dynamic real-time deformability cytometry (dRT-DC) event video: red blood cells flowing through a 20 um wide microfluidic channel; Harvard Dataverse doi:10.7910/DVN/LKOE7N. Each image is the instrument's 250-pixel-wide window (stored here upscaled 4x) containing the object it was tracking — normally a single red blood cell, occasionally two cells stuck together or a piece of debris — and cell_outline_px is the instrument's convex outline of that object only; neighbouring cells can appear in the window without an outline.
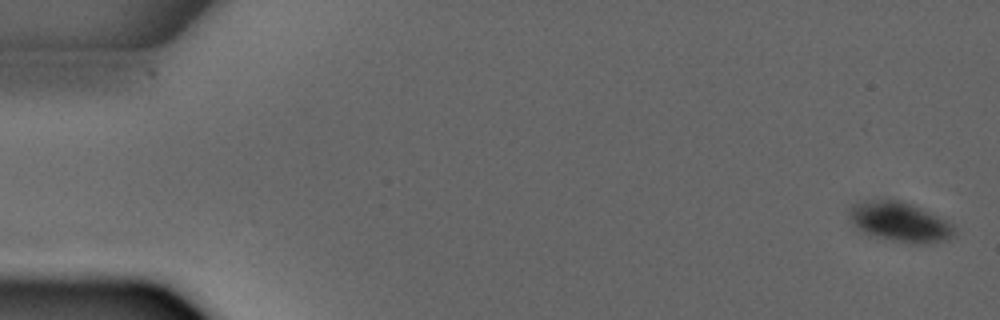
{"species": "common noctule bat (a hibernating species)", "species_latin": "Nyctalus noctula", "temperature_condition": "warm", "stored_images_in_passage": 3, "camera_frame_rate_fps": 3000, "um_per_image_px": 0.085, "animal": {"sex": "male", "forearm_length_mm": 52.5}, "frame": {"image": 1, "passage_image": 1, "time_ms": 0.0, "image_size_px": [1000, 320], "cell_outline_px": [[956, 232], [948, 240], [924, 244], [912, 244], [868, 236], [860, 232], [852, 224], [848, 216], [848, 208], [852, 204], [864, 200], [880, 196], [900, 200], [912, 204], [952, 224]], "centroid_in_image_um": [76.37, 18.84], "position_along_channel_um": 8.6, "area_um2": 25.2}}
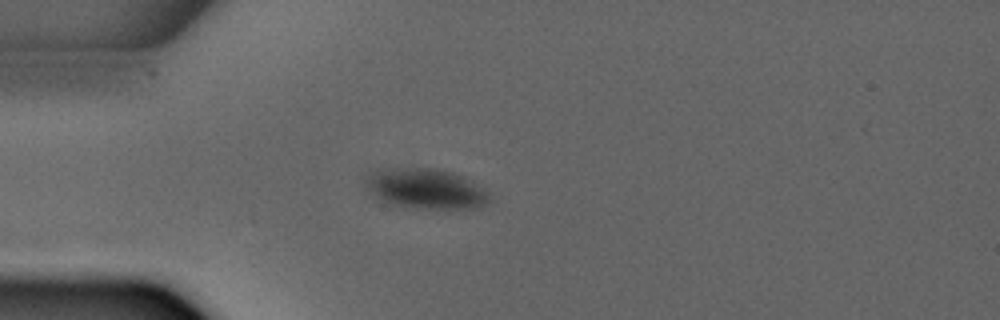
{"frame": {"image": 2, "passage_image": 3, "time_ms": 3.667, "image_size_px": [1000, 320], "cell_outline_px": [[488, 204], [480, 208], [416, 208], [392, 204], [376, 200], [372, 196], [364, 180], [364, 176], [372, 172], [384, 168], [432, 168], [452, 172], [464, 176], [472, 180], [484, 188], [488, 192]], "centroid_in_image_um": [36.17, 16.03], "position_along_channel_um": 48.8, "area_um2": 29.3}}